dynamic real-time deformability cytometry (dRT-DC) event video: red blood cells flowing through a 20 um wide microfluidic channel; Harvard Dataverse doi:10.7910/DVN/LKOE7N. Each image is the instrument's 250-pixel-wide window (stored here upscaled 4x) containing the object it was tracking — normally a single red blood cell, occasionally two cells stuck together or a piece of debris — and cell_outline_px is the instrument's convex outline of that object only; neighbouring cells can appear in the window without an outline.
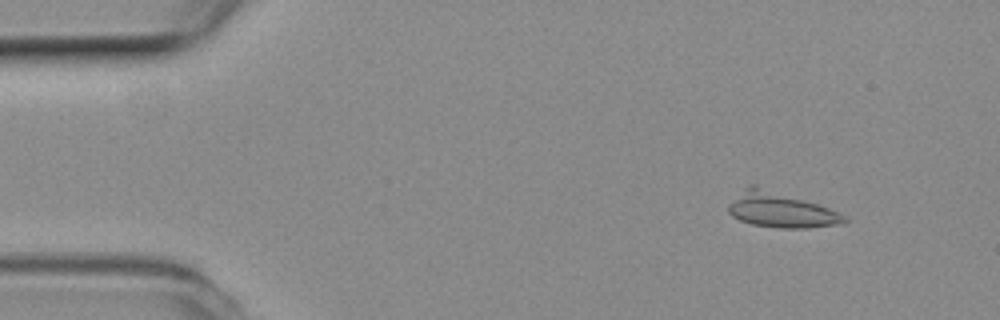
{"species": "common noctule bat (a hibernating species)", "species_latin": "Nyctalus noctula", "temperature_condition": "room temperature", "stored_images_in_passage": 36, "camera_frame_rate_fps": 3000, "um_per_image_px": 0.085, "animal": {"sex": "female", "body_mass_g": 19.3, "forearm_length_mm": 54.1}, "frame": {"image": 1, "passage_image": 6, "time_ms": 1.667, "image_size_px": [1000, 320], "cell_outline_px": [[848, 220], [844, 224], [808, 228], [780, 228], [752, 224], [740, 220], [732, 216], [728, 212], [728, 204], [748, 184], [756, 184], [828, 208], [844, 216]], "centroid_in_image_um": [66.32, 17.84], "position_along_channel_um": 18.7, "area_um2": 23.64}}
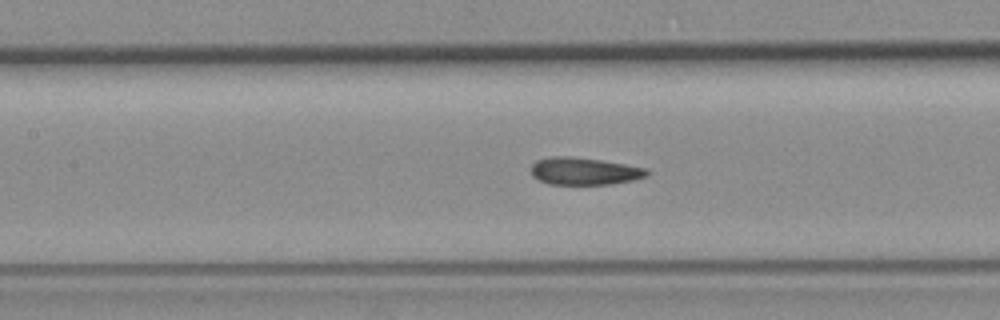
{"frame": {"image": 2, "passage_image": 24, "time_ms": 7.667, "image_size_px": [1000, 320], "cell_outline_px": [[652, 172], [648, 176], [632, 180], [612, 184], [548, 184], [532, 176], [532, 164], [536, 160], [552, 156], [568, 156], [600, 160], [648, 168]], "centroid_in_image_um": [49.7, 14.55], "position_along_channel_um": 157.7, "area_um2": 18.5}}
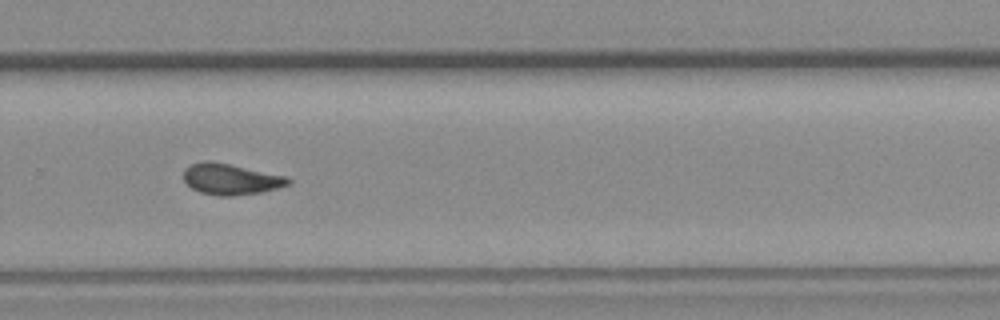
{"frame": {"image": 3, "passage_image": 36, "time_ms": 11.667, "image_size_px": [1000, 320], "cell_outline_px": [[292, 184], [260, 192], [232, 196], [220, 196], [200, 192], [192, 188], [184, 180], [184, 168], [192, 164], [204, 160], [208, 160], [288, 176], [292, 180]], "centroid_in_image_um": [19.64, 15.23], "position_along_channel_um": 310.2, "area_um2": 18.84}}